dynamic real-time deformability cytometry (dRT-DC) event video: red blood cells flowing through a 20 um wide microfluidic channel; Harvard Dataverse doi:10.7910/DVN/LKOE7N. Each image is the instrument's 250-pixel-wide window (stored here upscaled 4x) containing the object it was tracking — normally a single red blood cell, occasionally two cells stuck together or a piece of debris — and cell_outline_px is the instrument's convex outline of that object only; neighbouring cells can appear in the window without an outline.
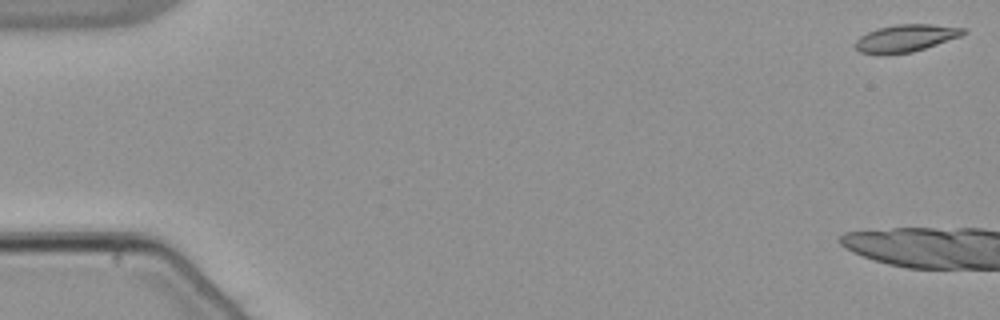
{"species": "common noctule bat (a hibernating species)", "species_latin": "Nyctalus noctula", "temperature_condition": "warm", "stored_images_in_passage": 10, "camera_frame_rate_fps": 3000, "um_per_image_px": 0.085, "animal": {"sex": "male", "body_mass_g": 21.5, "forearm_length_mm": 52.0}, "frame": {"image": 1, "passage_image": 1, "time_ms": 0.0, "image_size_px": [1000, 320], "cell_outline_px": [[968, 32], [960, 36], [912, 52], [880, 56], [860, 52], [856, 48], [856, 40], [860, 36], [876, 28], [896, 24], [932, 24], [968, 28]], "centroid_in_image_um": [76.98, 3.25], "position_along_channel_um": 8.0, "area_um2": 17.4}}